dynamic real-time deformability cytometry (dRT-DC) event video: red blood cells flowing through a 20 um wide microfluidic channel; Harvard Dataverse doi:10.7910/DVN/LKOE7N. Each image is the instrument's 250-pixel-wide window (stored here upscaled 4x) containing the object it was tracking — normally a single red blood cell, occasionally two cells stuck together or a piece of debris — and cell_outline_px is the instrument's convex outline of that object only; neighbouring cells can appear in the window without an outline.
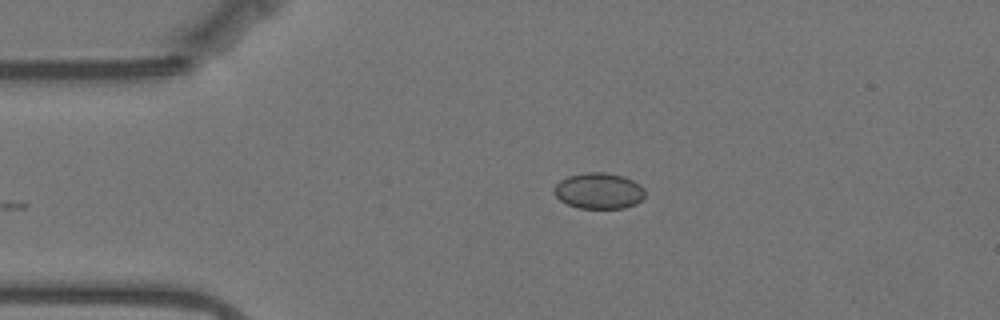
{"species": "Egyptian fruit bat (a non-hibernating species)", "species_latin": "Rousettus aegyptiacus", "temperature_condition": "warm", "stored_images_in_passage": 41, "camera_frame_rate_fps": 3000, "um_per_image_px": 0.085, "animal": {"sex": "female"}, "frame": {"image": 1, "passage_image": 1, "time_ms": 0.0, "image_size_px": [1000, 320], "cell_outline_px": [[644, 196], [636, 204], [624, 208], [580, 208], [568, 204], [560, 200], [552, 192], [552, 188], [560, 180], [568, 176], [584, 172], [604, 172], [624, 176], [640, 184], [644, 188]], "centroid_in_image_um": [50.88, 16.21], "position_along_channel_um": 34.1, "area_um2": 19.19}}
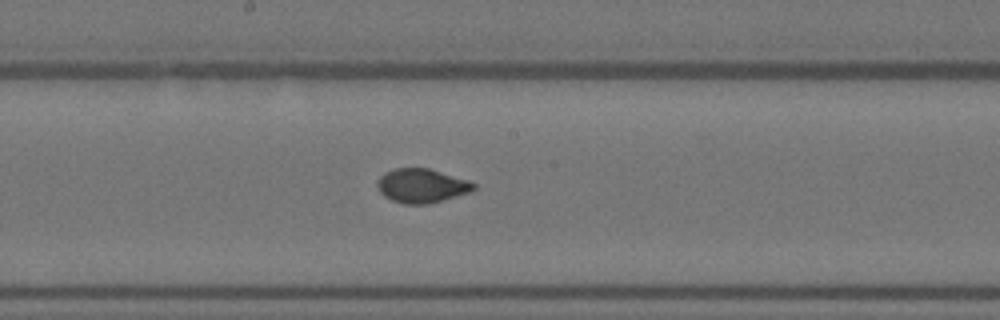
{"frame": {"image": 2, "passage_image": 19, "time_ms": 6.0, "image_size_px": [1000, 320], "cell_outline_px": [[476, 188], [472, 192], [428, 204], [404, 204], [392, 200], [384, 196], [376, 188], [376, 180], [384, 172], [392, 168], [428, 168], [468, 180], [476, 184]], "centroid_in_image_um": [35.82, 15.78], "position_along_channel_um": 212.4, "area_um2": 19.36}}
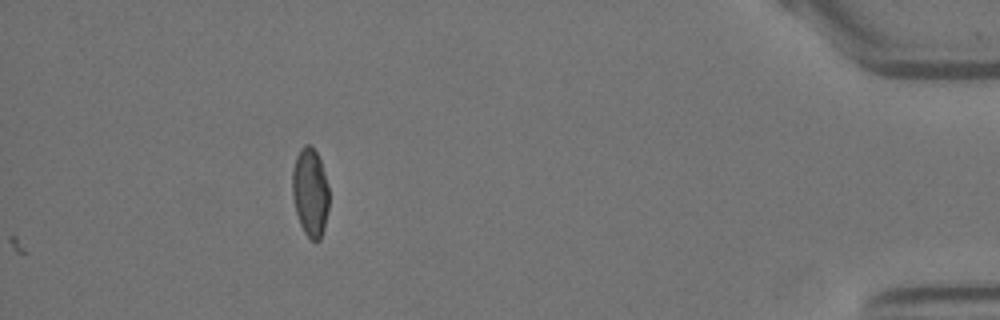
{"frame": {"image": 3, "passage_image": 41, "time_ms": 13.333, "image_size_px": [1000, 320], "cell_outline_px": [[328, 212], [324, 228], [320, 240], [312, 240], [304, 232], [300, 224], [296, 212], [292, 196], [292, 168], [296, 156], [300, 148], [304, 144], [308, 144], [316, 152], [320, 160], [324, 172], [328, 188]], "centroid_in_image_um": [26.35, 16.34], "position_along_channel_um": 408.8, "area_um2": 18.9}, "authors_computed_cell_mechanics": {"area_um2": 19.1896, "velocity_mm_per_s": 3.5104, "shape_relaxation_time_tau1_ms": 6.8713, "shape_relaxation_time_tau2_ms": null, "deformation_change_tau1": 0.1463, "deformation_change_tau2": null}}